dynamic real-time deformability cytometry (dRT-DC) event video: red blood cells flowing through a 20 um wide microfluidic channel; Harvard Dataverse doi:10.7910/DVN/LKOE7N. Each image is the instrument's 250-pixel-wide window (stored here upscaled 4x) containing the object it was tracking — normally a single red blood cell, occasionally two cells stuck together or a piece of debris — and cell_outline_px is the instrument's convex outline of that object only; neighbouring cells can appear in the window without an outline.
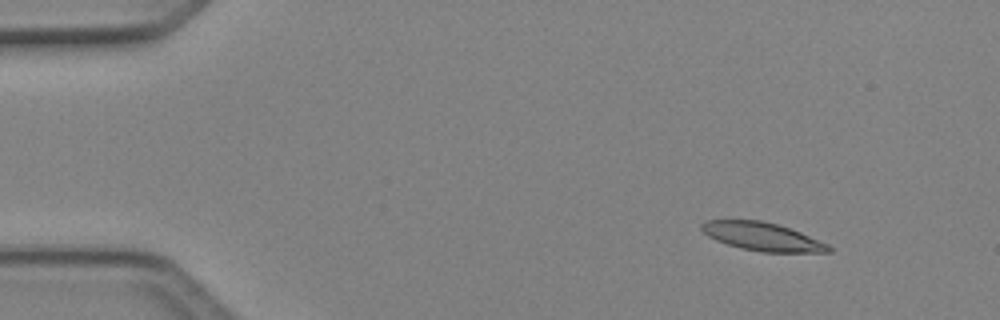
{"species": "Egyptian fruit bat (a non-hibernating species)", "species_latin": "Rousettus aegyptiacus", "temperature_condition": "cold", "stored_images_in_passage": 6, "camera_frame_rate_fps": 3000, "um_per_image_px": 0.085, "animal": {"sex": "female"}, "frame": {"image": 1, "passage_image": 2, "time_ms": 0.333, "image_size_px": [1000, 320], "cell_outline_px": [[832, 252], [760, 252], [740, 248], [716, 240], [708, 236], [700, 228], [700, 224], [708, 220], [760, 220], [776, 224], [800, 232], [828, 244], [832, 248]], "centroid_in_image_um": [64.79, 20.11], "position_along_channel_um": 20.2, "area_um2": 20.75}}
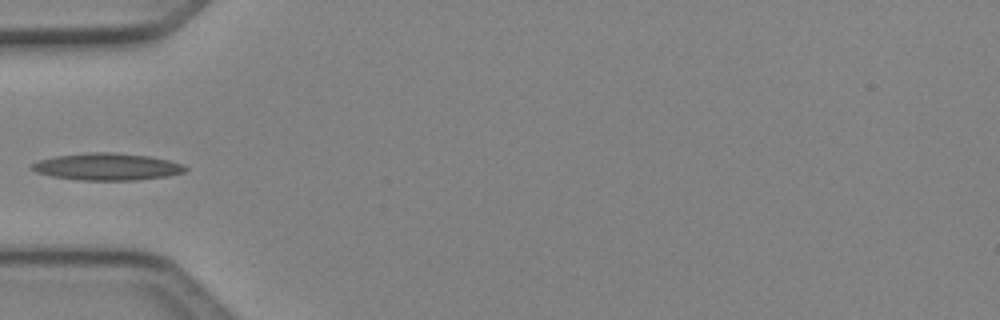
{"frame": {"image": 2, "passage_image": 5, "time_ms": 1.333, "image_size_px": [1000, 320], "cell_outline_px": [[188, 168], [184, 172], [168, 176], [136, 180], [80, 180], [52, 176], [36, 172], [28, 168], [28, 164], [40, 160], [56, 156], [88, 152], [116, 152], [148, 156], [168, 160], [184, 164]], "centroid_in_image_um": [9.08, 14.17], "position_along_channel_um": 75.9, "area_um2": 24.33}}
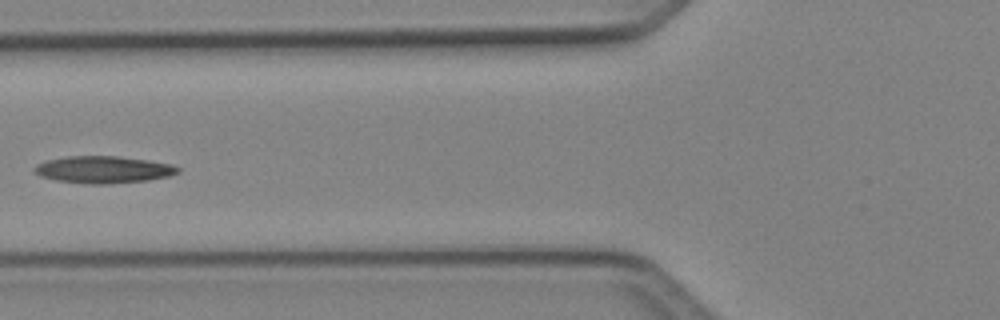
{"frame": {"image": 3, "passage_image": 6, "time_ms": 1.667, "image_size_px": [1000, 320], "cell_outline_px": [[180, 172], [168, 176], [148, 180], [104, 184], [88, 184], [56, 180], [40, 176], [32, 168], [36, 164], [44, 160], [68, 156], [116, 156], [148, 160], [172, 164], [180, 168]], "centroid_in_image_um": [8.77, 14.41], "position_along_channel_um": 117.0, "area_um2": 22.66}}